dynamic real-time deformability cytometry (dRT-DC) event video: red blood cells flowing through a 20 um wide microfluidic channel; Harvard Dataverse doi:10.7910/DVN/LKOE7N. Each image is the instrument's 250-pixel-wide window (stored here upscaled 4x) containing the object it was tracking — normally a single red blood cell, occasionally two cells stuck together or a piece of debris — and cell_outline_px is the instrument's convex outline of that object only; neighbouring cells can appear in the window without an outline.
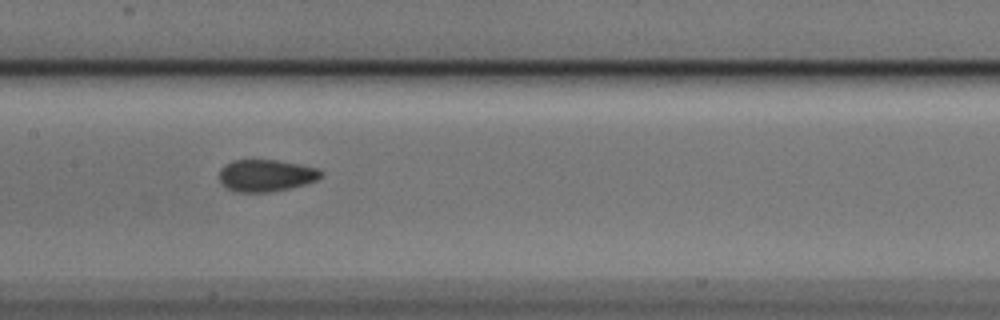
{"species": "Egyptian fruit bat (a non-hibernating species)", "species_latin": "Rousettus aegyptiacus", "temperature_condition": "cold", "stored_images_in_passage": 9, "camera_frame_rate_fps": 3000, "um_per_image_px": 0.085, "animal": {"sex": "male"}, "frame": {"image": 1, "passage_image": 6, "time_ms": 1.667, "image_size_px": [1000, 320], "cell_outline_px": [[324, 172], [316, 180], [304, 184], [288, 188], [268, 192], [236, 192], [228, 188], [220, 180], [220, 168], [224, 164], [232, 160], [276, 160], [300, 164], [316, 168]], "centroid_in_image_um": [22.59, 14.9], "position_along_channel_um": 184.8, "area_um2": 18.79}}
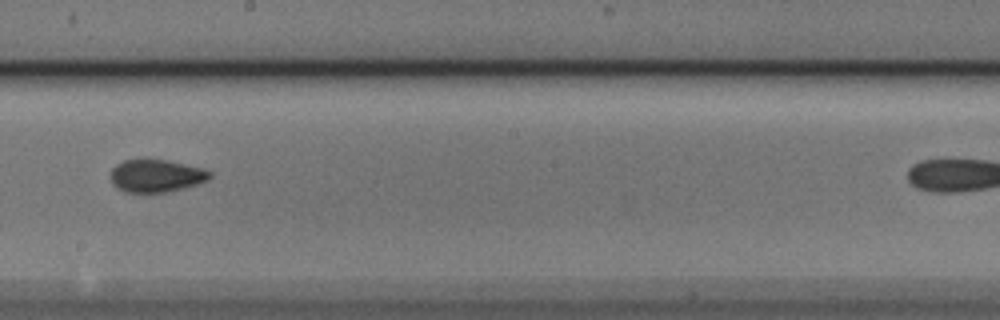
{"frame": {"image": 2, "passage_image": 7, "time_ms": 2.0, "image_size_px": [1000, 320], "cell_outline_px": [[212, 176], [208, 180], [184, 188], [164, 192], [124, 192], [116, 188], [112, 184], [112, 168], [116, 164], [124, 160], [168, 160], [204, 168], [212, 172]], "centroid_in_image_um": [13.3, 14.94], "position_along_channel_um": 234.9, "area_um2": 18.84}}